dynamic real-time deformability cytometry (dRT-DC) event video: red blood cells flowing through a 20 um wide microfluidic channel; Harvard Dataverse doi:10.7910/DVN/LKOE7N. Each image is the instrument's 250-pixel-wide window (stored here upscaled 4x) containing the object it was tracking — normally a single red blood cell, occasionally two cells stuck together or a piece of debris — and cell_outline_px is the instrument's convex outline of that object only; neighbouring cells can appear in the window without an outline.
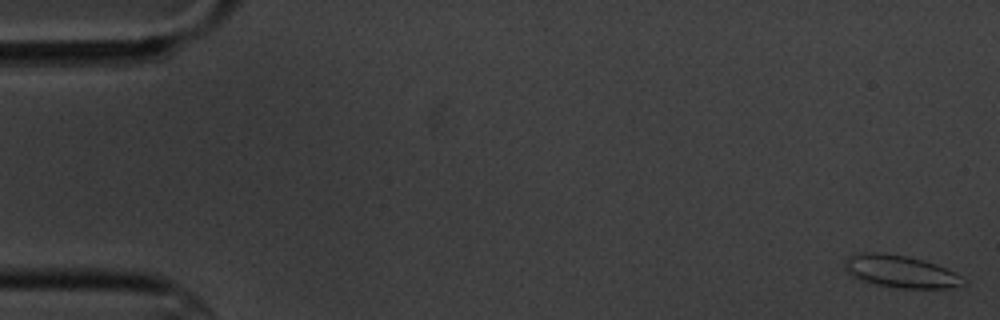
{"species": "common noctule bat (a hibernating species)", "species_latin": "Nyctalus noctula", "temperature_condition": "cold", "stored_images_in_passage": 6, "camera_frame_rate_fps": 3000, "um_per_image_px": 0.085, "animal": {"sex": "male", "body_mass_g": 20.1, "forearm_length_mm": 53.5}, "frame": {"image": 1, "passage_image": 1, "time_ms": 0.0, "image_size_px": [1000, 320], "cell_outline_px": [[968, 280], [964, 284], [952, 288], [900, 288], [876, 284], [852, 276], [844, 268], [844, 260], [848, 256], [860, 252], [876, 252], [908, 256], [936, 264]], "centroid_in_image_um": [76.53, 23.07], "position_along_channel_um": 8.5, "area_um2": 22.2}}
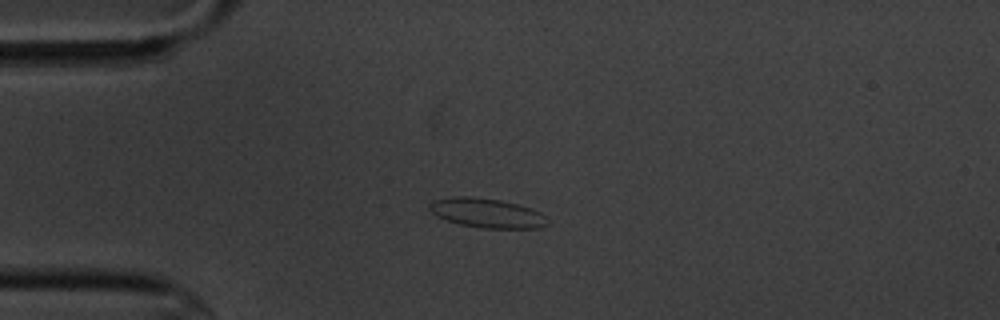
{"frame": {"image": 2, "passage_image": 4, "time_ms": 4.333, "image_size_px": [1000, 320], "cell_outline_px": [[548, 224], [540, 228], [480, 228], [460, 224], [436, 216], [428, 208], [428, 204], [432, 200], [452, 196], [472, 196], [500, 200], [532, 208], [540, 212], [544, 216]], "centroid_in_image_um": [41.35, 18.1], "position_along_channel_um": 43.6, "area_um2": 20.29}}
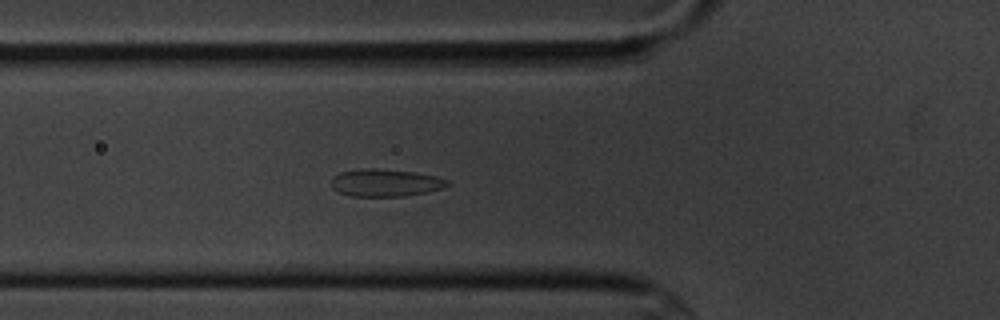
{"frame": {"image": 3, "passage_image": 6, "time_ms": 6.333, "image_size_px": [1000, 320], "cell_outline_px": [[448, 184], [444, 188], [428, 192], [404, 196], [348, 196], [332, 188], [332, 176], [340, 172], [356, 168], [380, 168], [416, 172], [436, 176], [448, 180]], "centroid_in_image_um": [32.74, 15.52], "position_along_channel_um": 93.1, "area_um2": 18.84}}